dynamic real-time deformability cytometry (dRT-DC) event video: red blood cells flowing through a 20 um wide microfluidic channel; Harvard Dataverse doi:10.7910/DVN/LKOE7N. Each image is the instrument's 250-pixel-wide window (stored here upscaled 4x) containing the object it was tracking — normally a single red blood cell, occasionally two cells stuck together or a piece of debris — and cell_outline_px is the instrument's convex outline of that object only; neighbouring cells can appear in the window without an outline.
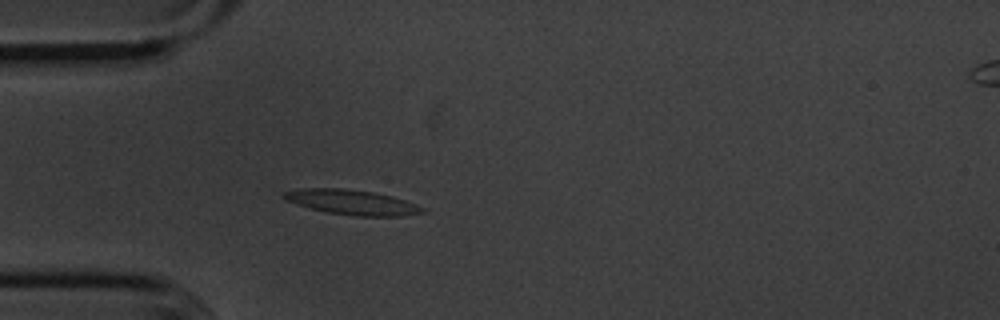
{"species": "common noctule bat (a hibernating species)", "species_latin": "Nyctalus noctula", "temperature_condition": "cold", "stored_images_in_passage": 47, "camera_frame_rate_fps": 3000, "um_per_image_px": 0.085, "animal": {"sex": "male", "body_mass_g": 20.1, "forearm_length_mm": 53.5}, "frame": {"image": 1, "passage_image": 7, "time_ms": 2.0, "image_size_px": [1000, 320], "cell_outline_px": [[428, 212], [404, 216], [352, 216], [328, 212], [312, 208], [288, 200], [280, 196], [284, 192], [300, 188], [340, 188], [372, 192], [392, 196], [416, 204], [424, 208]], "centroid_in_image_um": [29.98, 17.19], "position_along_channel_um": 55.0, "area_um2": 19.94}}
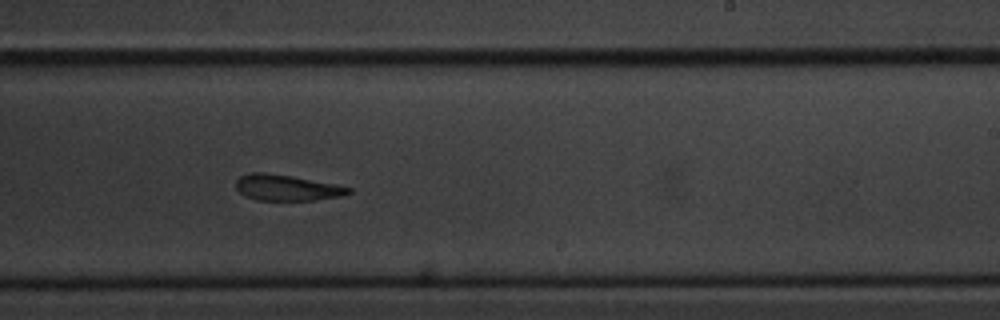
{"frame": {"image": 2, "passage_image": 25, "time_ms": 8.0, "image_size_px": [1000, 320], "cell_outline_px": [[352, 192], [344, 196], [312, 200], [256, 200], [244, 196], [236, 188], [236, 180], [240, 176], [248, 172], [264, 172], [292, 176], [352, 188]], "centroid_in_image_um": [24.34, 15.95], "position_along_channel_um": 264.7, "area_um2": 16.99}}
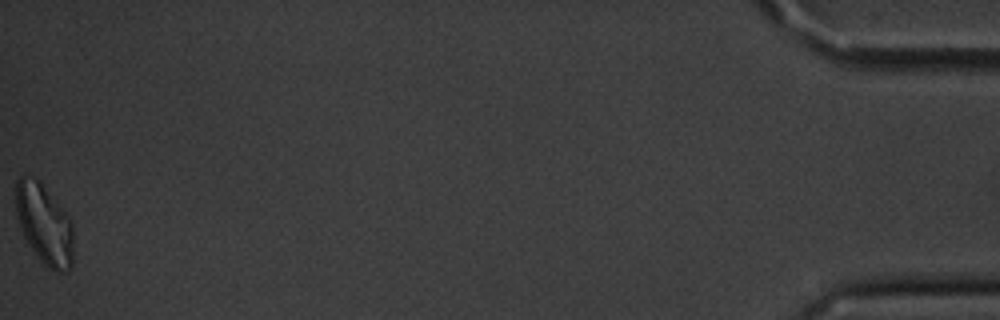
{"frame": {"image": 3, "passage_image": 47, "time_ms": 15.333, "image_size_px": [1000, 320], "cell_outline_px": [[72, 268], [68, 272], [56, 272], [48, 268], [40, 260], [24, 236], [16, 216], [16, 180], [24, 172], [40, 180], [68, 216], [72, 224]], "centroid_in_image_um": [3.75, 19.03], "position_along_channel_um": 431.4, "area_um2": 27.05}, "authors_computed_cell_mechanics": {"area_um2": 19.0162, "velocity_mm_per_s": 3.5859, "shape_relaxation_time_tau1_ms": 3.2245, "shape_relaxation_time_tau2_ms": 1.7115, "deformation_change_tau1": 0.1572, "deformation_change_tau2": 0.1178}}